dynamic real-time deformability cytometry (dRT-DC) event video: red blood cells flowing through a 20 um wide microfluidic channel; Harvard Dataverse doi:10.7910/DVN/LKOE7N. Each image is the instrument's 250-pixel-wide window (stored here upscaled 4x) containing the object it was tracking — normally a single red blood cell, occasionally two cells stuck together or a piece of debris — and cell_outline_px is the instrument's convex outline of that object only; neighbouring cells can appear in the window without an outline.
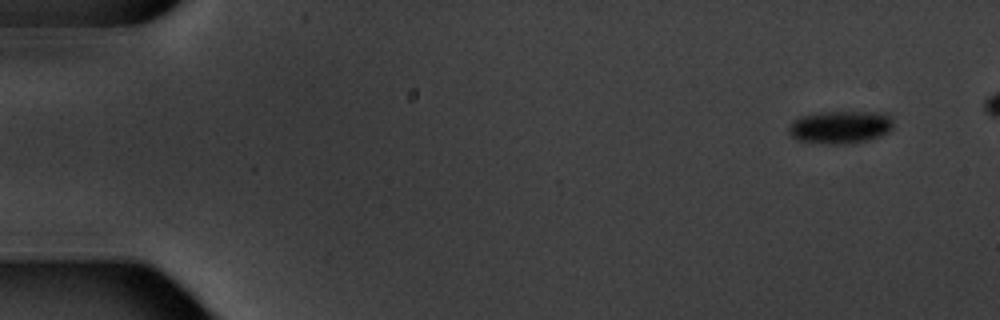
{"species": "common noctule bat (a hibernating species)", "species_latin": "Nyctalus noctula", "temperature_condition": "warm", "stored_images_in_passage": 6, "camera_frame_rate_fps": 3000, "um_per_image_px": 0.085, "animal": {"sex": "male", "body_mass_g": 20.1, "forearm_length_mm": 53.5}, "frame": {"image": 1, "passage_image": 1, "time_ms": 0.0, "image_size_px": [1000, 320], "cell_outline_px": [[892, 128], [888, 132], [880, 136], [868, 140], [844, 144], [820, 144], [796, 140], [788, 132], [788, 128], [792, 120], [800, 116], [820, 112], [888, 112], [892, 116]], "centroid_in_image_um": [71.42, 10.8], "position_along_channel_um": 13.6, "area_um2": 20.35}}